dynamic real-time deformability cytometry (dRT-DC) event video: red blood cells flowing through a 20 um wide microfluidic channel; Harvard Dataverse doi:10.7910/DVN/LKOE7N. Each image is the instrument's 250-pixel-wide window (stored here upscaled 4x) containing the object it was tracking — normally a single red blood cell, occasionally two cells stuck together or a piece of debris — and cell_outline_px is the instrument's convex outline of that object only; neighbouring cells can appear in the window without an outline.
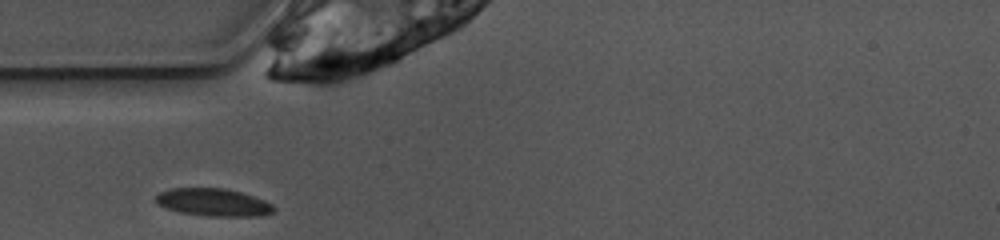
{"species": "common noctule bat (a hibernating species)", "species_latin": "Nyctalus noctula", "temperature_condition": "warm", "stored_images_in_passage": 23, "camera_frame_rate_fps": 3000, "um_per_image_px": 0.085, "animal": {"sex": "female", "body_mass_g": 10.0, "forearm_length_mm": 53.1}, "frame": {"image": 1, "passage_image": 1, "time_ms": 0.0, "image_size_px": [1000, 240], "cell_outline_px": [[276, 212], [264, 216], [208, 216], [180, 212], [164, 208], [156, 204], [152, 200], [160, 192], [168, 188], [224, 188], [240, 192], [264, 200], [272, 204], [276, 208]], "centroid_in_image_um": [18.12, 17.2], "position_along_channel_um": 66.9, "area_um2": 19.31}}
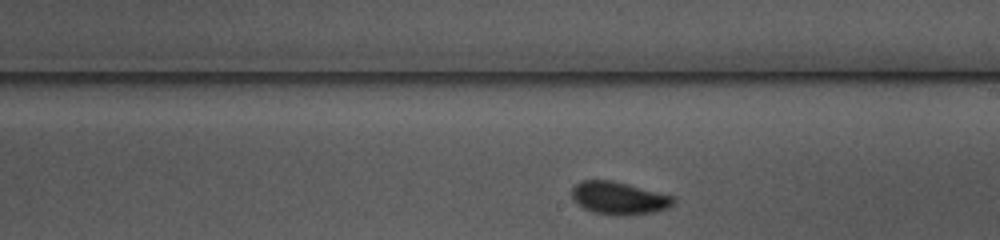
{"frame": {"image": 2, "passage_image": 14, "time_ms": 4.333, "image_size_px": [1000, 240], "cell_outline_px": [[676, 204], [668, 208], [652, 212], [624, 216], [612, 216], [592, 212], [576, 204], [572, 200], [572, 188], [580, 180], [612, 180], [628, 184], [672, 196], [676, 200]], "centroid_in_image_um": [52.58, 16.85], "position_along_channel_um": 236.4, "area_um2": 19.59}}
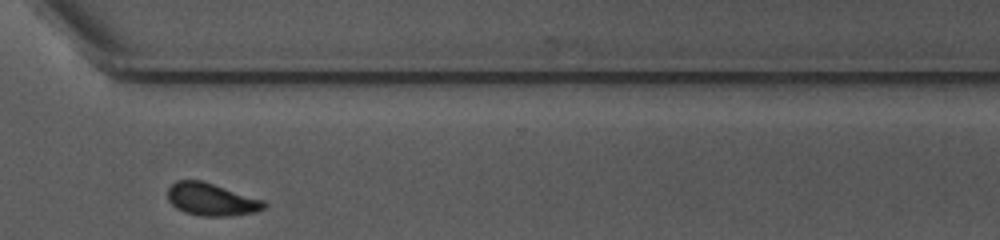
{"frame": {"image": 3, "passage_image": 23, "time_ms": 7.333, "image_size_px": [1000, 240], "cell_outline_px": [[268, 208], [256, 212], [228, 216], [200, 216], [184, 212], [176, 208], [168, 200], [168, 188], [176, 180], [200, 180], [264, 200], [268, 204]], "centroid_in_image_um": [17.99, 16.96], "position_along_channel_um": 352.6, "area_um2": 18.32}}